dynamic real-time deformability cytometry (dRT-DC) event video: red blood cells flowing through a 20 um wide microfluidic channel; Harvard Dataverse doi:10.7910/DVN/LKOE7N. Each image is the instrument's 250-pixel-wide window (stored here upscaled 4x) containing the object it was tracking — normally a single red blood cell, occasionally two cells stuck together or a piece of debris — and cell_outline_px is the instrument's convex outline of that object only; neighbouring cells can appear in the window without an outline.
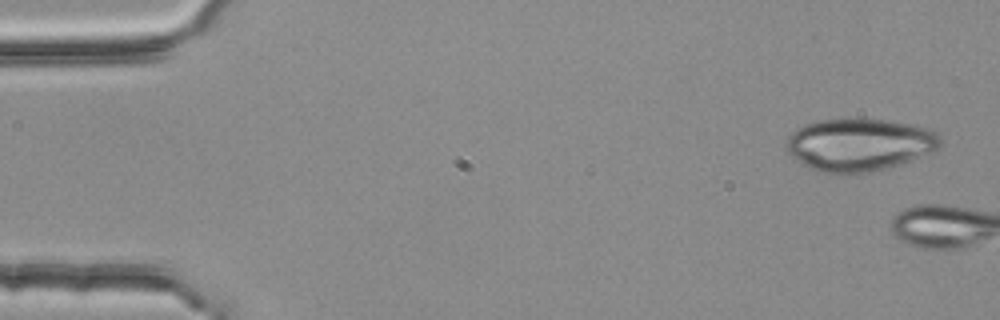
{"species": "common noctule bat (a hibernating species)", "species_latin": "Nyctalus noctula", "temperature_condition": "room temperature", "stored_images_in_passage": 4, "camera_frame_rate_fps": 3000, "um_per_image_px": 0.085, "animal": {"sex": "female", "body_mass_g": 25.1}, "frame": {"image": 1, "passage_image": 1, "time_ms": 0.0, "image_size_px": [1000, 320], "cell_outline_px": [[940, 148], [932, 152], [872, 172], [844, 176], [824, 172], [812, 168], [792, 156], [788, 152], [784, 144], [788, 136], [796, 128], [804, 124], [820, 120], [888, 120], [912, 124], [924, 128], [940, 136]], "centroid_in_image_um": [73.0, 12.32], "position_along_channel_um": 12.0, "area_um2": 46.76}}